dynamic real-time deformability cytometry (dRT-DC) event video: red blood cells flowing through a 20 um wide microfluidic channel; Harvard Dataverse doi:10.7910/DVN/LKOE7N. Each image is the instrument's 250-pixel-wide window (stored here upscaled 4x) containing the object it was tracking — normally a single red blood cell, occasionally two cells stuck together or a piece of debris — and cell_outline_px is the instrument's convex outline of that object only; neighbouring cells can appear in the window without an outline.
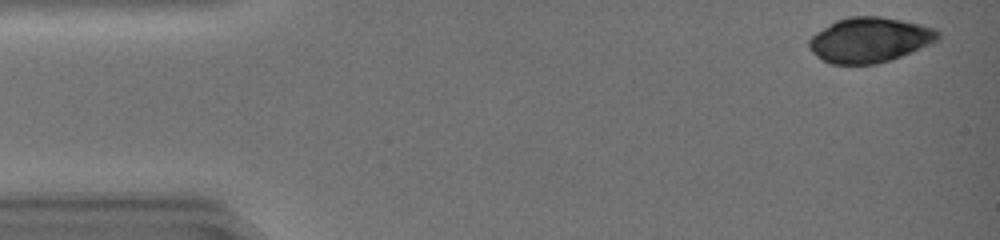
{"species": "common noctule bat (a hibernating species)", "species_latin": "Nyctalus noctula", "temperature_condition": "warm", "stored_images_in_passage": 43, "camera_frame_rate_fps": 3000, "um_per_image_px": 0.085, "animal": {"sex": "female", "body_mass_g": 19.0, "forearm_length_mm": 51.5}, "frame": {"image": 1, "passage_image": 2, "time_ms": 0.333, "image_size_px": [1000, 240], "cell_outline_px": [[940, 40], [932, 44], [892, 60], [876, 64], [832, 64], [820, 60], [808, 48], [808, 40], [816, 32], [836, 20], [848, 16], [880, 16], [920, 24], [936, 28], [940, 32]], "centroid_in_image_um": [73.93, 3.4], "position_along_channel_um": 11.1, "area_um2": 34.28}}